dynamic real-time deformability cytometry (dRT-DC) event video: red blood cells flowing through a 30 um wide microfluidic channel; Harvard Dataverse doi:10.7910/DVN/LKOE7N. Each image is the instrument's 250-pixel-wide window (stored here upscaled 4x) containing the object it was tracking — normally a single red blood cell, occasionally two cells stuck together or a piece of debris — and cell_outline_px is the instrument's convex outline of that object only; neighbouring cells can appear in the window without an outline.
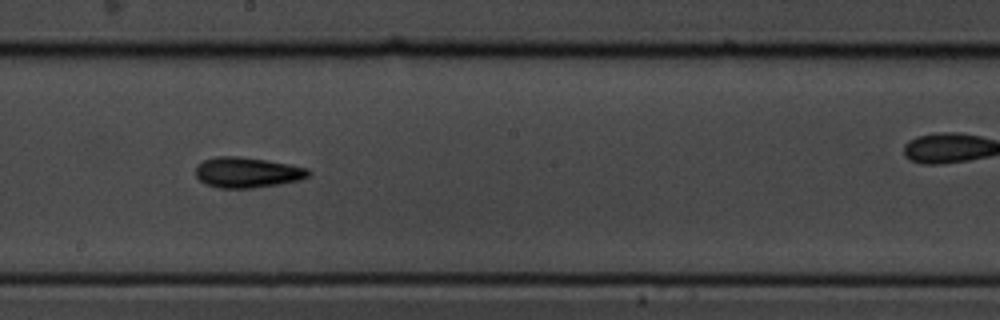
{"species": "common noctule bat (a hibernating species)", "species_latin": "Nyctalus noctula", "temperature_condition": "cold", "stored_images_in_passage": 13, "camera_frame_rate_fps": 3000, "um_per_image_px": 0.085, "animal": {"sex": "male", "body_mass_g": 19.5, "forearm_length_mm": 54.6}, "frame": {"image": 1, "passage_image": 6, "time_ms": 1.667, "image_size_px": [1000, 320], "cell_outline_px": [[312, 172], [308, 176], [300, 180], [252, 188], [216, 188], [204, 184], [196, 176], [196, 164], [204, 160], [216, 156], [240, 156], [268, 160], [308, 168]], "centroid_in_image_um": [20.98, 14.65], "position_along_channel_um": 227.2, "area_um2": 20.17}}
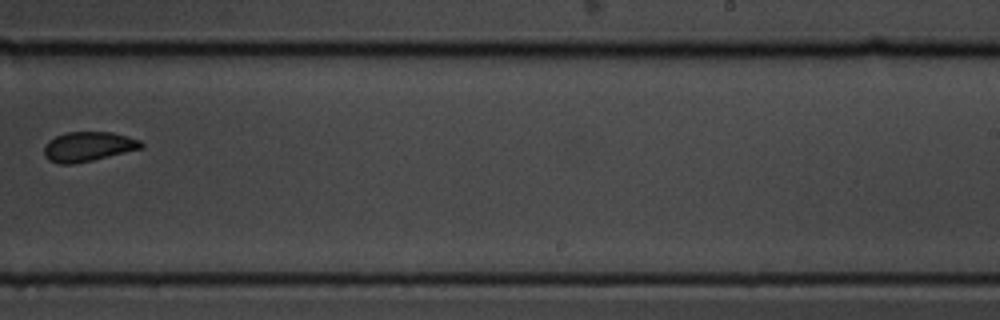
{"frame": {"image": 2, "passage_image": 8, "time_ms": 2.333, "image_size_px": [1000, 320], "cell_outline_px": [[144, 148], [92, 160], [72, 164], [60, 164], [48, 160], [44, 156], [44, 148], [48, 140], [64, 132], [112, 132], [128, 136], [140, 140], [144, 144]], "centroid_in_image_um": [7.5, 12.45], "position_along_channel_um": 281.5, "area_um2": 16.88}}
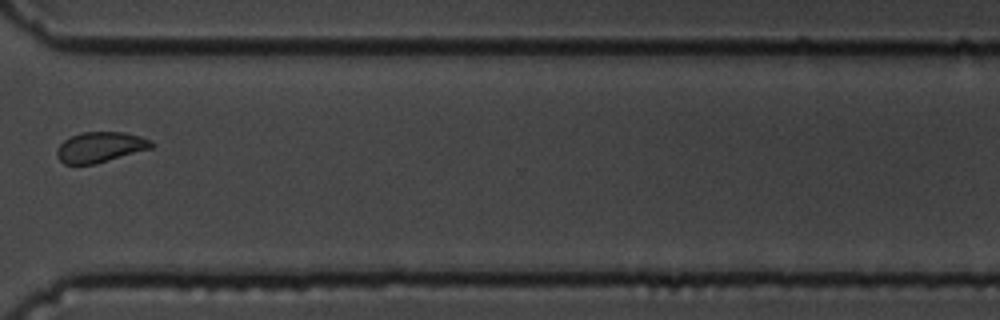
{"frame": {"image": 3, "passage_image": 10, "time_ms": 3.0, "image_size_px": [1000, 320], "cell_outline_px": [[156, 144], [152, 148], [96, 164], [64, 164], [56, 156], [56, 152], [60, 144], [64, 140], [80, 132], [124, 132], [140, 136], [152, 140]], "centroid_in_image_um": [8.55, 12.5], "position_along_channel_um": 362.1, "area_um2": 16.88}}